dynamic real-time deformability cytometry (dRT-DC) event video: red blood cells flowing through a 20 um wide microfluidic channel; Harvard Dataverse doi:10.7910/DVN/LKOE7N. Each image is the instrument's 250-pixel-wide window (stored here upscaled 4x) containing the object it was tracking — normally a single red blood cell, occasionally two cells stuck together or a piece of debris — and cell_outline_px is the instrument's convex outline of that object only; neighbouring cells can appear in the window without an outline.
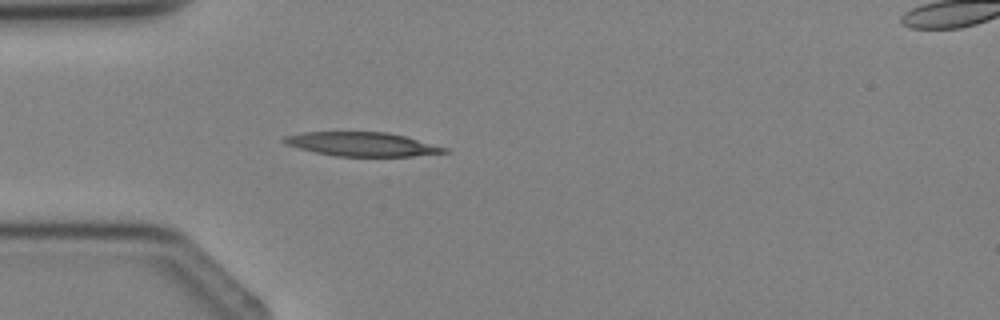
{"species": "Egyptian fruit bat (a non-hibernating species)", "species_latin": "Rousettus aegyptiacus", "temperature_condition": "cold", "stored_images_in_passage": 3, "camera_frame_rate_fps": 3000, "um_per_image_px": 0.085, "animal": {"sex": "female"}, "frame": {"image": 1, "passage_image": 3, "time_ms": 3.333, "image_size_px": [1000, 320], "cell_outline_px": [[452, 152], [412, 156], [336, 156], [316, 152], [284, 144], [280, 140], [284, 136], [304, 132], [388, 132], [404, 136], [448, 148]], "centroid_in_image_um": [30.77, 12.25], "position_along_channel_um": 54.2, "area_um2": 22.31}}